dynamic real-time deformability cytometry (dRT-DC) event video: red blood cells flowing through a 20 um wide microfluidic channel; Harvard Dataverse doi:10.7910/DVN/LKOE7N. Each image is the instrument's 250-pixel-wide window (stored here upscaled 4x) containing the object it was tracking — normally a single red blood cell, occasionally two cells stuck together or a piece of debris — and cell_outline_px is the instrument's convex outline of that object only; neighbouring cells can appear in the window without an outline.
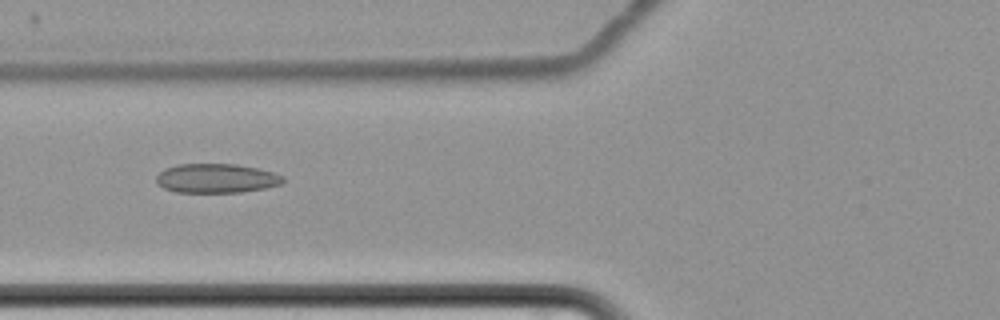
{"species": "common noctule bat (a hibernating species)", "species_latin": "Nyctalus noctula", "temperature_condition": "cold", "stored_images_in_passage": 10, "camera_frame_rate_fps": 3000, "um_per_image_px": 0.085, "animal": {"sex": "female", "body_mass_g": 22.7, "forearm_length_mm": 54.2}, "frame": {"image": 1, "passage_image": 6, "time_ms": 7.333, "image_size_px": [1000, 320], "cell_outline_px": [[284, 180], [280, 184], [264, 188], [240, 192], [176, 192], [164, 188], [156, 184], [156, 176], [164, 168], [176, 164], [236, 164], [256, 168], [272, 172], [284, 176]], "centroid_in_image_um": [18.34, 15.15], "position_along_channel_um": 107.5, "area_um2": 21.56}}
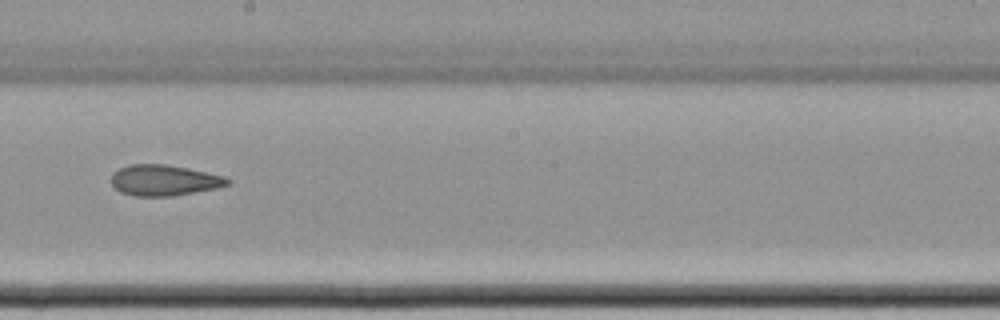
{"frame": {"image": 2, "passage_image": 9, "time_ms": 11.0, "image_size_px": [1000, 320], "cell_outline_px": [[232, 184], [216, 188], [172, 196], [136, 196], [120, 192], [112, 184], [112, 172], [128, 164], [164, 164], [188, 168], [224, 176], [232, 180]], "centroid_in_image_um": [13.97, 15.32], "position_along_channel_um": 234.2, "area_um2": 20.92}}
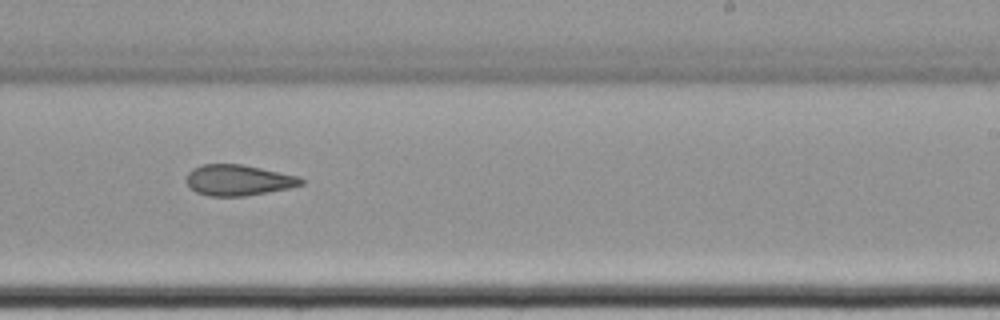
{"frame": {"image": 3, "passage_image": 10, "time_ms": 12.0, "image_size_px": [1000, 320], "cell_outline_px": [[304, 184], [288, 188], [244, 196], [208, 196], [196, 192], [188, 188], [184, 180], [188, 172], [192, 168], [200, 164], [240, 164], [300, 176], [304, 180]], "centroid_in_image_um": [20.19, 15.31], "position_along_channel_um": 268.8, "area_um2": 20.81}}